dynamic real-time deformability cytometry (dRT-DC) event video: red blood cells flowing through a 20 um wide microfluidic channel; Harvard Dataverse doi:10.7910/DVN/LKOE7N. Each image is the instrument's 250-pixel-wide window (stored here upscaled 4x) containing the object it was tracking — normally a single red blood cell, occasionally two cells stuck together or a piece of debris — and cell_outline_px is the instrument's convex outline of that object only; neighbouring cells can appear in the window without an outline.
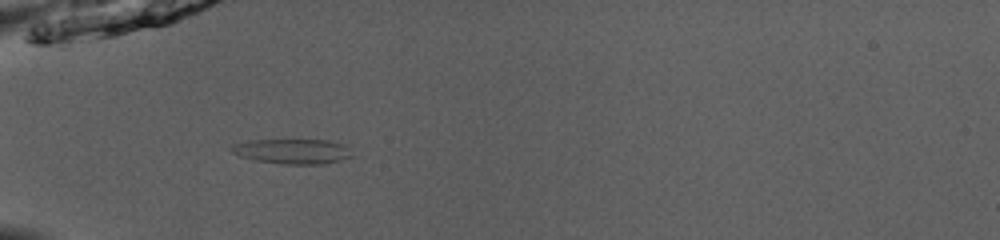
{"species": "common noctule bat (a hibernating species)", "species_latin": "Nyctalus noctula", "temperature_condition": "room temperature", "stored_images_in_passage": 32, "camera_frame_rate_fps": 3000, "um_per_image_px": 0.085, "animal": {"sex": "male", "body_mass_g": 13.0, "forearm_length_mm": 53.1}, "frame": {"image": 1, "passage_image": 1, "time_ms": 0.0, "image_size_px": [1000, 240], "cell_outline_px": [[356, 156], [324, 164], [284, 164], [256, 160], [240, 156], [232, 152], [228, 148], [232, 144], [248, 140], [328, 140], [344, 144]], "centroid_in_image_um": [24.88, 12.86], "position_along_channel_um": 60.1, "area_um2": 17.69}}
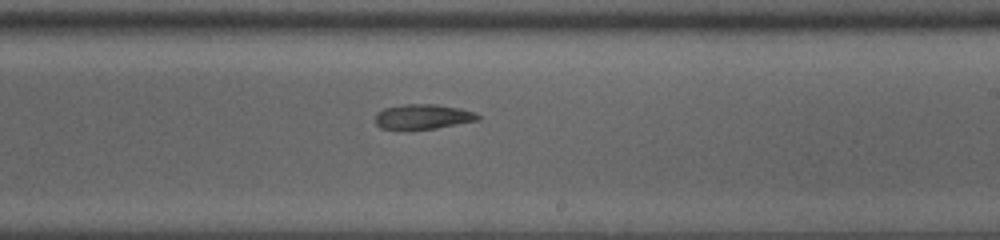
{"frame": {"image": 2, "passage_image": 16, "time_ms": 5.0, "image_size_px": [1000, 240], "cell_outline_px": [[480, 120], [436, 128], [380, 128], [376, 124], [376, 112], [384, 108], [404, 104], [436, 104], [460, 108], [476, 112], [480, 116]], "centroid_in_image_um": [35.99, 9.89], "position_along_channel_um": 253.0, "area_um2": 14.74}}
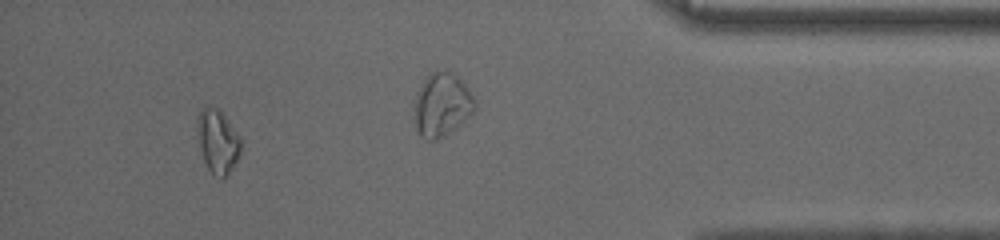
{"frame": {"image": 3, "passage_image": 28, "time_ms": 9.0, "image_size_px": [1000, 240], "cell_outline_px": [[240, 152], [232, 168], [224, 176], [220, 176], [212, 172], [208, 168], [204, 160], [196, 136], [196, 120], [200, 112], [204, 108], [216, 108], [224, 116], [236, 132], [240, 140]], "centroid_in_image_um": [18.46, 12.0], "position_along_channel_um": 416.7, "area_um2": 15.49}}